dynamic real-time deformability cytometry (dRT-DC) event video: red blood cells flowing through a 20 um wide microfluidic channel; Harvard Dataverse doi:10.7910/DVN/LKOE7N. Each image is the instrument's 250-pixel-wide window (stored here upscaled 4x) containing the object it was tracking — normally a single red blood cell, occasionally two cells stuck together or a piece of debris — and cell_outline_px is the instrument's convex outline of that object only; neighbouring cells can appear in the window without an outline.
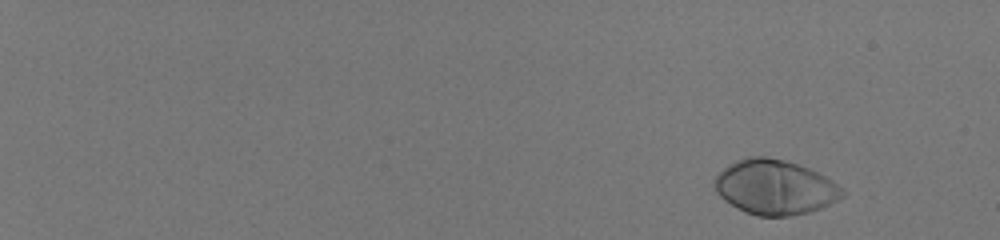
{"species": "human", "species_latin": "Homo sapiens", "temperature_condition": "room temperature", "stored_images_in_passage": 52, "camera_frame_rate_fps": 3000, "um_per_image_px": 0.085, "donor": {"sex": "male"}, "frame": {"image": 1, "passage_image": 1, "time_ms": 0.0, "image_size_px": [1000, 240], "cell_outline_px": [[844, 196], [820, 208], [808, 212], [792, 216], [756, 216], [744, 212], [736, 208], [724, 200], [716, 192], [716, 176], [728, 164], [736, 160], [748, 156], [764, 156], [784, 160], [808, 168], [832, 180], [844, 192]], "centroid_in_image_um": [65.83, 15.92], "position_along_channel_um": 19.2, "area_um2": 40.46}}
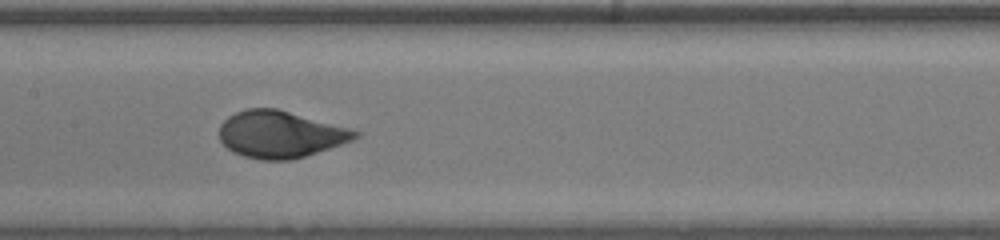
{"frame": {"image": 2, "passage_image": 30, "time_ms": 9.667, "image_size_px": [1000, 240], "cell_outline_px": [[360, 136], [352, 140], [304, 156], [288, 160], [260, 160], [244, 156], [232, 152], [220, 140], [220, 124], [228, 116], [244, 108], [276, 108], [348, 128], [360, 132]], "centroid_in_image_um": [23.77, 11.41], "position_along_channel_um": 183.6, "area_um2": 36.7}}
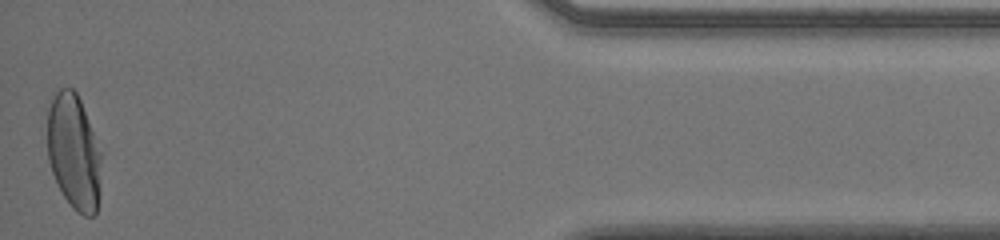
{"frame": {"image": 3, "passage_image": 52, "time_ms": 17.0, "image_size_px": [1000, 240], "cell_outline_px": [[100, 196], [96, 212], [92, 216], [84, 216], [76, 212], [72, 208], [64, 196], [52, 172], [48, 160], [48, 108], [52, 96], [60, 88], [72, 88], [76, 92], [80, 100], [100, 152]], "centroid_in_image_um": [6.26, 12.95], "position_along_channel_um": 428.9, "area_um2": 35.95}, "authors_computed_cell_mechanics": {"area_um2": 37.3388, "velocity_mm_per_s": 4.0268, "shape_relaxation_time_tau1_ms": 2.8397, "shape_relaxation_time_tau2_ms": null, "deformation_change_tau1": 0.1882, "deformation_change_tau2": null}}